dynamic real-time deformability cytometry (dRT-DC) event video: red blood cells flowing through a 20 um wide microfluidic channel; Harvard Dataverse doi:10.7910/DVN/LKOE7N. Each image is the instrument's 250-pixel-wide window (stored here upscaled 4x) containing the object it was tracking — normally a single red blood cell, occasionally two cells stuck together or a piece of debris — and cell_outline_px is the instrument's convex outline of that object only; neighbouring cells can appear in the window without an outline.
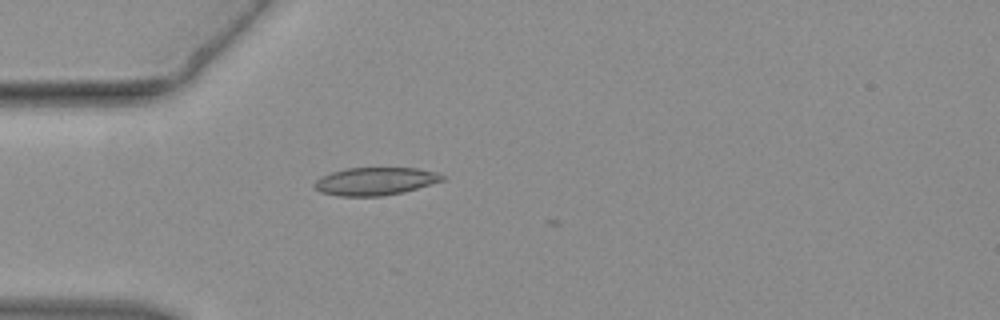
{"species": "common noctule bat (a hibernating species)", "species_latin": "Nyctalus noctula", "temperature_condition": "warm", "stored_images_in_passage": 21, "camera_frame_rate_fps": 3000, "um_per_image_px": 0.085, "animal": {"sex": "female", "body_mass_g": 19.3, "forearm_length_mm": 54.1}, "frame": {"image": 1, "passage_image": 1, "time_ms": 0.0, "image_size_px": [1000, 320], "cell_outline_px": [[448, 176], [444, 180], [416, 188], [400, 192], [380, 196], [340, 196], [320, 192], [312, 184], [320, 176], [332, 172], [348, 168], [416, 168], [440, 172]], "centroid_in_image_um": [31.91, 15.39], "position_along_channel_um": 53.1, "area_um2": 20.69}}
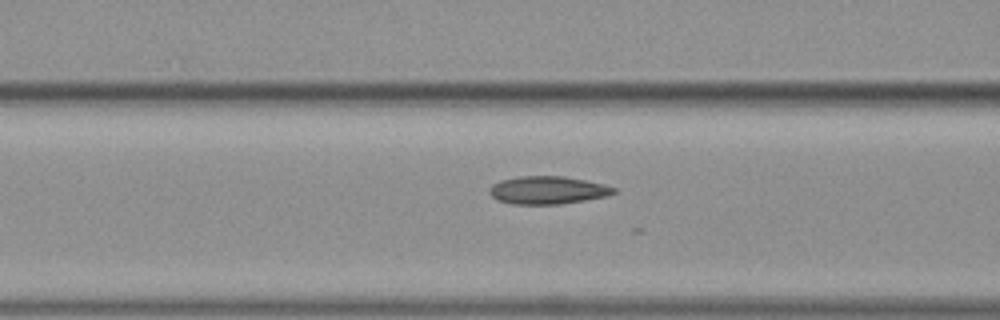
{"frame": {"image": 2, "passage_image": 6, "time_ms": 1.667, "image_size_px": [1000, 320], "cell_outline_px": [[616, 192], [608, 196], [560, 204], [512, 204], [496, 200], [488, 192], [488, 188], [492, 184], [500, 180], [520, 176], [564, 176], [604, 184], [616, 188]], "centroid_in_image_um": [46.52, 16.16], "position_along_channel_um": 120.1, "area_um2": 20.29}}
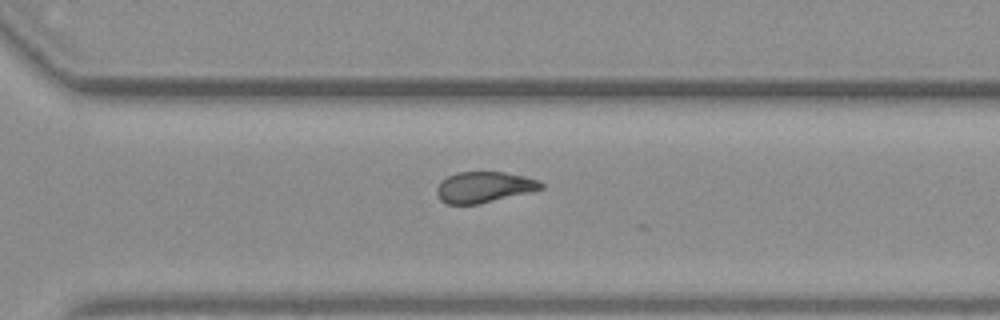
{"frame": {"image": 3, "passage_image": 20, "time_ms": 6.333, "image_size_px": [1000, 320], "cell_outline_px": [[544, 188], [480, 204], [448, 204], [440, 200], [436, 192], [436, 188], [440, 180], [456, 172], [504, 172], [524, 176], [540, 180], [544, 184]], "centroid_in_image_um": [41.12, 15.9], "position_along_channel_um": 329.5, "area_um2": 18.84}}